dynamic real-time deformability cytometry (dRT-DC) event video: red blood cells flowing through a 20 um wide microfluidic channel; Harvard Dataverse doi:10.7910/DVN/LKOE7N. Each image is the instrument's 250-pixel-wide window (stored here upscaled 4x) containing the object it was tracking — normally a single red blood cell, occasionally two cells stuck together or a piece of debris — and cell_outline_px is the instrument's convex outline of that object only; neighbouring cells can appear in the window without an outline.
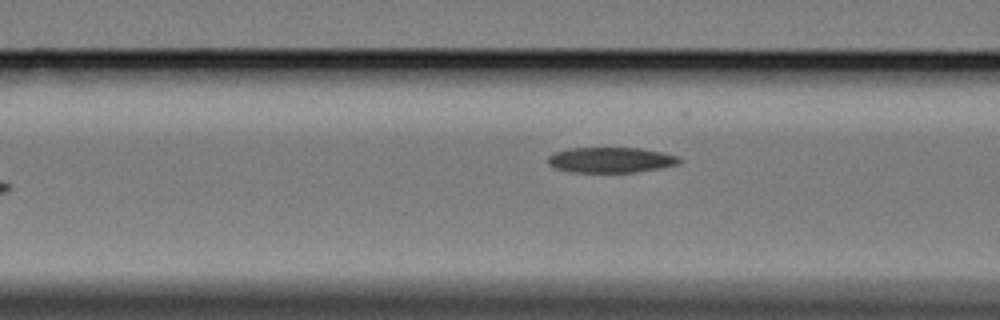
{"species": "Egyptian fruit bat (a non-hibernating species)", "species_latin": "Rousettus aegyptiacus", "temperature_condition": "cold", "stored_images_in_passage": 7, "camera_frame_rate_fps": 3000, "um_per_image_px": 0.085, "animal": {"sex": "female"}, "frame": {"image": 1, "passage_image": 7, "time_ms": 8.667, "image_size_px": [1000, 320], "cell_outline_px": [[684, 160], [680, 164], [660, 168], [636, 172], [572, 172], [556, 168], [548, 164], [548, 156], [556, 152], [568, 148], [640, 148], [664, 152], [680, 156]], "centroid_in_image_um": [51.99, 13.59], "position_along_channel_um": 114.6, "area_um2": 19.65}}